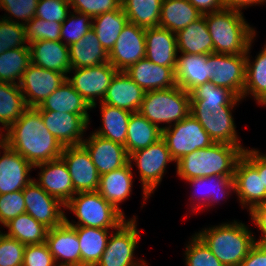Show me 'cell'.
I'll use <instances>...</instances> for the list:
<instances>
[{
    "label": "cell",
    "instance_id": "obj_27",
    "mask_svg": "<svg viewBox=\"0 0 266 266\" xmlns=\"http://www.w3.org/2000/svg\"><path fill=\"white\" fill-rule=\"evenodd\" d=\"M176 85L190 92L195 87L209 82L208 54L181 53L175 68Z\"/></svg>",
    "mask_w": 266,
    "mask_h": 266
},
{
    "label": "cell",
    "instance_id": "obj_13",
    "mask_svg": "<svg viewBox=\"0 0 266 266\" xmlns=\"http://www.w3.org/2000/svg\"><path fill=\"white\" fill-rule=\"evenodd\" d=\"M67 77L60 72L41 68L31 63L19 84L27 107L39 106Z\"/></svg>",
    "mask_w": 266,
    "mask_h": 266
},
{
    "label": "cell",
    "instance_id": "obj_35",
    "mask_svg": "<svg viewBox=\"0 0 266 266\" xmlns=\"http://www.w3.org/2000/svg\"><path fill=\"white\" fill-rule=\"evenodd\" d=\"M201 16L188 0H163L159 26L176 34Z\"/></svg>",
    "mask_w": 266,
    "mask_h": 266
},
{
    "label": "cell",
    "instance_id": "obj_43",
    "mask_svg": "<svg viewBox=\"0 0 266 266\" xmlns=\"http://www.w3.org/2000/svg\"><path fill=\"white\" fill-rule=\"evenodd\" d=\"M185 248L186 266H224L195 233Z\"/></svg>",
    "mask_w": 266,
    "mask_h": 266
},
{
    "label": "cell",
    "instance_id": "obj_36",
    "mask_svg": "<svg viewBox=\"0 0 266 266\" xmlns=\"http://www.w3.org/2000/svg\"><path fill=\"white\" fill-rule=\"evenodd\" d=\"M73 228L76 230L79 240L82 266H96L111 235L109 229L86 226Z\"/></svg>",
    "mask_w": 266,
    "mask_h": 266
},
{
    "label": "cell",
    "instance_id": "obj_24",
    "mask_svg": "<svg viewBox=\"0 0 266 266\" xmlns=\"http://www.w3.org/2000/svg\"><path fill=\"white\" fill-rule=\"evenodd\" d=\"M145 92L175 87V71L171 67L154 64L146 57L124 71Z\"/></svg>",
    "mask_w": 266,
    "mask_h": 266
},
{
    "label": "cell",
    "instance_id": "obj_15",
    "mask_svg": "<svg viewBox=\"0 0 266 266\" xmlns=\"http://www.w3.org/2000/svg\"><path fill=\"white\" fill-rule=\"evenodd\" d=\"M38 111L46 128L63 147L82 145L83 134L90 123L89 114Z\"/></svg>",
    "mask_w": 266,
    "mask_h": 266
},
{
    "label": "cell",
    "instance_id": "obj_6",
    "mask_svg": "<svg viewBox=\"0 0 266 266\" xmlns=\"http://www.w3.org/2000/svg\"><path fill=\"white\" fill-rule=\"evenodd\" d=\"M190 110V94L175 86L147 91L138 112L152 124L164 129L186 118ZM161 123L166 126H160Z\"/></svg>",
    "mask_w": 266,
    "mask_h": 266
},
{
    "label": "cell",
    "instance_id": "obj_32",
    "mask_svg": "<svg viewBox=\"0 0 266 266\" xmlns=\"http://www.w3.org/2000/svg\"><path fill=\"white\" fill-rule=\"evenodd\" d=\"M253 41L254 38L250 41L246 52L243 98L250 94L258 105L263 106L266 103V44L253 61L249 56Z\"/></svg>",
    "mask_w": 266,
    "mask_h": 266
},
{
    "label": "cell",
    "instance_id": "obj_48",
    "mask_svg": "<svg viewBox=\"0 0 266 266\" xmlns=\"http://www.w3.org/2000/svg\"><path fill=\"white\" fill-rule=\"evenodd\" d=\"M25 212L23 190L0 195V224H3V227L13 218Z\"/></svg>",
    "mask_w": 266,
    "mask_h": 266
},
{
    "label": "cell",
    "instance_id": "obj_20",
    "mask_svg": "<svg viewBox=\"0 0 266 266\" xmlns=\"http://www.w3.org/2000/svg\"><path fill=\"white\" fill-rule=\"evenodd\" d=\"M41 171L34 181L48 194L66 204L75 194L72 179L65 162L55 159L34 166Z\"/></svg>",
    "mask_w": 266,
    "mask_h": 266
},
{
    "label": "cell",
    "instance_id": "obj_10",
    "mask_svg": "<svg viewBox=\"0 0 266 266\" xmlns=\"http://www.w3.org/2000/svg\"><path fill=\"white\" fill-rule=\"evenodd\" d=\"M162 138L165 140L174 162L186 154L197 149L207 148L214 143L191 113L174 125L162 129Z\"/></svg>",
    "mask_w": 266,
    "mask_h": 266
},
{
    "label": "cell",
    "instance_id": "obj_57",
    "mask_svg": "<svg viewBox=\"0 0 266 266\" xmlns=\"http://www.w3.org/2000/svg\"><path fill=\"white\" fill-rule=\"evenodd\" d=\"M224 9L236 10L242 12V9H246L249 6L261 5L266 0H222Z\"/></svg>",
    "mask_w": 266,
    "mask_h": 266
},
{
    "label": "cell",
    "instance_id": "obj_5",
    "mask_svg": "<svg viewBox=\"0 0 266 266\" xmlns=\"http://www.w3.org/2000/svg\"><path fill=\"white\" fill-rule=\"evenodd\" d=\"M224 266H240L252 246L255 236L242 223H222L196 233Z\"/></svg>",
    "mask_w": 266,
    "mask_h": 266
},
{
    "label": "cell",
    "instance_id": "obj_50",
    "mask_svg": "<svg viewBox=\"0 0 266 266\" xmlns=\"http://www.w3.org/2000/svg\"><path fill=\"white\" fill-rule=\"evenodd\" d=\"M70 7L69 3L62 0H39L35 17L63 23L71 12Z\"/></svg>",
    "mask_w": 266,
    "mask_h": 266
},
{
    "label": "cell",
    "instance_id": "obj_4",
    "mask_svg": "<svg viewBox=\"0 0 266 266\" xmlns=\"http://www.w3.org/2000/svg\"><path fill=\"white\" fill-rule=\"evenodd\" d=\"M205 20L216 54H245L256 36V30L245 21L240 11L223 9L207 13Z\"/></svg>",
    "mask_w": 266,
    "mask_h": 266
},
{
    "label": "cell",
    "instance_id": "obj_28",
    "mask_svg": "<svg viewBox=\"0 0 266 266\" xmlns=\"http://www.w3.org/2000/svg\"><path fill=\"white\" fill-rule=\"evenodd\" d=\"M132 185V164L128 162L119 169L101 175L97 192L124 215L119 203L130 197Z\"/></svg>",
    "mask_w": 266,
    "mask_h": 266
},
{
    "label": "cell",
    "instance_id": "obj_41",
    "mask_svg": "<svg viewBox=\"0 0 266 266\" xmlns=\"http://www.w3.org/2000/svg\"><path fill=\"white\" fill-rule=\"evenodd\" d=\"M163 0H122L121 7L128 22L146 28L159 26Z\"/></svg>",
    "mask_w": 266,
    "mask_h": 266
},
{
    "label": "cell",
    "instance_id": "obj_39",
    "mask_svg": "<svg viewBox=\"0 0 266 266\" xmlns=\"http://www.w3.org/2000/svg\"><path fill=\"white\" fill-rule=\"evenodd\" d=\"M27 108L20 86L0 81V124L2 129L6 131Z\"/></svg>",
    "mask_w": 266,
    "mask_h": 266
},
{
    "label": "cell",
    "instance_id": "obj_12",
    "mask_svg": "<svg viewBox=\"0 0 266 266\" xmlns=\"http://www.w3.org/2000/svg\"><path fill=\"white\" fill-rule=\"evenodd\" d=\"M67 76V81L93 108L97 105V99L102 102L109 84L118 72L109 62L88 68H73ZM97 97V99H96Z\"/></svg>",
    "mask_w": 266,
    "mask_h": 266
},
{
    "label": "cell",
    "instance_id": "obj_51",
    "mask_svg": "<svg viewBox=\"0 0 266 266\" xmlns=\"http://www.w3.org/2000/svg\"><path fill=\"white\" fill-rule=\"evenodd\" d=\"M122 0H72V11L89 15L91 18L121 8Z\"/></svg>",
    "mask_w": 266,
    "mask_h": 266
},
{
    "label": "cell",
    "instance_id": "obj_45",
    "mask_svg": "<svg viewBox=\"0 0 266 266\" xmlns=\"http://www.w3.org/2000/svg\"><path fill=\"white\" fill-rule=\"evenodd\" d=\"M61 26L62 23L34 17L24 25L26 41L28 44L40 40L61 41Z\"/></svg>",
    "mask_w": 266,
    "mask_h": 266
},
{
    "label": "cell",
    "instance_id": "obj_30",
    "mask_svg": "<svg viewBox=\"0 0 266 266\" xmlns=\"http://www.w3.org/2000/svg\"><path fill=\"white\" fill-rule=\"evenodd\" d=\"M68 47L71 69L88 68L109 62L108 53L102 47L93 29Z\"/></svg>",
    "mask_w": 266,
    "mask_h": 266
},
{
    "label": "cell",
    "instance_id": "obj_7",
    "mask_svg": "<svg viewBox=\"0 0 266 266\" xmlns=\"http://www.w3.org/2000/svg\"><path fill=\"white\" fill-rule=\"evenodd\" d=\"M75 214L78 222H70L65 215V222L72 227H93L117 229L124 221L125 215L107 202L97 191L76 193L66 204Z\"/></svg>",
    "mask_w": 266,
    "mask_h": 266
},
{
    "label": "cell",
    "instance_id": "obj_3",
    "mask_svg": "<svg viewBox=\"0 0 266 266\" xmlns=\"http://www.w3.org/2000/svg\"><path fill=\"white\" fill-rule=\"evenodd\" d=\"M244 149L238 145L213 143L180 158L176 163L177 175L186 180L212 175L234 176Z\"/></svg>",
    "mask_w": 266,
    "mask_h": 266
},
{
    "label": "cell",
    "instance_id": "obj_11",
    "mask_svg": "<svg viewBox=\"0 0 266 266\" xmlns=\"http://www.w3.org/2000/svg\"><path fill=\"white\" fill-rule=\"evenodd\" d=\"M209 82L232 91L243 99L246 73L245 54H208Z\"/></svg>",
    "mask_w": 266,
    "mask_h": 266
},
{
    "label": "cell",
    "instance_id": "obj_14",
    "mask_svg": "<svg viewBox=\"0 0 266 266\" xmlns=\"http://www.w3.org/2000/svg\"><path fill=\"white\" fill-rule=\"evenodd\" d=\"M146 55L145 29L127 22L108 53L109 63L117 71H126Z\"/></svg>",
    "mask_w": 266,
    "mask_h": 266
},
{
    "label": "cell",
    "instance_id": "obj_59",
    "mask_svg": "<svg viewBox=\"0 0 266 266\" xmlns=\"http://www.w3.org/2000/svg\"><path fill=\"white\" fill-rule=\"evenodd\" d=\"M62 1H65V2H67L69 4L72 2V0H62Z\"/></svg>",
    "mask_w": 266,
    "mask_h": 266
},
{
    "label": "cell",
    "instance_id": "obj_26",
    "mask_svg": "<svg viewBox=\"0 0 266 266\" xmlns=\"http://www.w3.org/2000/svg\"><path fill=\"white\" fill-rule=\"evenodd\" d=\"M29 45L31 63L41 68L63 73L66 77L71 70L69 47L61 41L40 40Z\"/></svg>",
    "mask_w": 266,
    "mask_h": 266
},
{
    "label": "cell",
    "instance_id": "obj_29",
    "mask_svg": "<svg viewBox=\"0 0 266 266\" xmlns=\"http://www.w3.org/2000/svg\"><path fill=\"white\" fill-rule=\"evenodd\" d=\"M233 177L234 176L212 175L187 180L192 186H194V188L196 187L195 190H199V192H201L202 188L204 190L203 194L202 192L200 194L202 198L198 196L199 199H197V192L193 195L195 196V199L199 201L196 202L198 204H191L193 207L192 211H198L199 209L201 210L202 208L210 207L214 205V203H219L220 199L223 200L225 196H229L232 191L235 192V182Z\"/></svg>",
    "mask_w": 266,
    "mask_h": 266
},
{
    "label": "cell",
    "instance_id": "obj_40",
    "mask_svg": "<svg viewBox=\"0 0 266 266\" xmlns=\"http://www.w3.org/2000/svg\"><path fill=\"white\" fill-rule=\"evenodd\" d=\"M5 227L8 229L5 233L7 236L15 238L24 245L44 243L49 230L26 212L13 218Z\"/></svg>",
    "mask_w": 266,
    "mask_h": 266
},
{
    "label": "cell",
    "instance_id": "obj_42",
    "mask_svg": "<svg viewBox=\"0 0 266 266\" xmlns=\"http://www.w3.org/2000/svg\"><path fill=\"white\" fill-rule=\"evenodd\" d=\"M31 64L29 48H14L0 54V81L19 85Z\"/></svg>",
    "mask_w": 266,
    "mask_h": 266
},
{
    "label": "cell",
    "instance_id": "obj_34",
    "mask_svg": "<svg viewBox=\"0 0 266 266\" xmlns=\"http://www.w3.org/2000/svg\"><path fill=\"white\" fill-rule=\"evenodd\" d=\"M162 138V129L149 122L139 112L131 113L125 149L128 156L138 150L144 149Z\"/></svg>",
    "mask_w": 266,
    "mask_h": 266
},
{
    "label": "cell",
    "instance_id": "obj_38",
    "mask_svg": "<svg viewBox=\"0 0 266 266\" xmlns=\"http://www.w3.org/2000/svg\"><path fill=\"white\" fill-rule=\"evenodd\" d=\"M92 29L107 53L111 51L121 31L128 22L122 7L92 18Z\"/></svg>",
    "mask_w": 266,
    "mask_h": 266
},
{
    "label": "cell",
    "instance_id": "obj_31",
    "mask_svg": "<svg viewBox=\"0 0 266 266\" xmlns=\"http://www.w3.org/2000/svg\"><path fill=\"white\" fill-rule=\"evenodd\" d=\"M177 50L186 54H212L213 41L208 31L205 15L176 33Z\"/></svg>",
    "mask_w": 266,
    "mask_h": 266
},
{
    "label": "cell",
    "instance_id": "obj_8",
    "mask_svg": "<svg viewBox=\"0 0 266 266\" xmlns=\"http://www.w3.org/2000/svg\"><path fill=\"white\" fill-rule=\"evenodd\" d=\"M139 239L135 215L124 221L115 232L111 231L107 246L96 266H147L146 261H139L134 257Z\"/></svg>",
    "mask_w": 266,
    "mask_h": 266
},
{
    "label": "cell",
    "instance_id": "obj_23",
    "mask_svg": "<svg viewBox=\"0 0 266 266\" xmlns=\"http://www.w3.org/2000/svg\"><path fill=\"white\" fill-rule=\"evenodd\" d=\"M146 55L154 64L176 68L178 50L176 34L160 26L145 29Z\"/></svg>",
    "mask_w": 266,
    "mask_h": 266
},
{
    "label": "cell",
    "instance_id": "obj_52",
    "mask_svg": "<svg viewBox=\"0 0 266 266\" xmlns=\"http://www.w3.org/2000/svg\"><path fill=\"white\" fill-rule=\"evenodd\" d=\"M22 266H57L47 244L26 245Z\"/></svg>",
    "mask_w": 266,
    "mask_h": 266
},
{
    "label": "cell",
    "instance_id": "obj_21",
    "mask_svg": "<svg viewBox=\"0 0 266 266\" xmlns=\"http://www.w3.org/2000/svg\"><path fill=\"white\" fill-rule=\"evenodd\" d=\"M45 243L57 266H82L77 232L65 221L48 230Z\"/></svg>",
    "mask_w": 266,
    "mask_h": 266
},
{
    "label": "cell",
    "instance_id": "obj_54",
    "mask_svg": "<svg viewBox=\"0 0 266 266\" xmlns=\"http://www.w3.org/2000/svg\"><path fill=\"white\" fill-rule=\"evenodd\" d=\"M243 156L258 170L262 175L263 186L266 188V154L259 152L257 149H245Z\"/></svg>",
    "mask_w": 266,
    "mask_h": 266
},
{
    "label": "cell",
    "instance_id": "obj_22",
    "mask_svg": "<svg viewBox=\"0 0 266 266\" xmlns=\"http://www.w3.org/2000/svg\"><path fill=\"white\" fill-rule=\"evenodd\" d=\"M0 155V195L23 190L33 178L30 176L34 168L24 157L6 146Z\"/></svg>",
    "mask_w": 266,
    "mask_h": 266
},
{
    "label": "cell",
    "instance_id": "obj_37",
    "mask_svg": "<svg viewBox=\"0 0 266 266\" xmlns=\"http://www.w3.org/2000/svg\"><path fill=\"white\" fill-rule=\"evenodd\" d=\"M99 103L101 106L102 127L99 128V130H95L93 133L105 139L125 145L131 112L102 102Z\"/></svg>",
    "mask_w": 266,
    "mask_h": 266
},
{
    "label": "cell",
    "instance_id": "obj_16",
    "mask_svg": "<svg viewBox=\"0 0 266 266\" xmlns=\"http://www.w3.org/2000/svg\"><path fill=\"white\" fill-rule=\"evenodd\" d=\"M26 213L48 229L61 225L65 221L62 208L65 205L46 193L34 179L23 189Z\"/></svg>",
    "mask_w": 266,
    "mask_h": 266
},
{
    "label": "cell",
    "instance_id": "obj_49",
    "mask_svg": "<svg viewBox=\"0 0 266 266\" xmlns=\"http://www.w3.org/2000/svg\"><path fill=\"white\" fill-rule=\"evenodd\" d=\"M25 247L0 231V266H22Z\"/></svg>",
    "mask_w": 266,
    "mask_h": 266
},
{
    "label": "cell",
    "instance_id": "obj_55",
    "mask_svg": "<svg viewBox=\"0 0 266 266\" xmlns=\"http://www.w3.org/2000/svg\"><path fill=\"white\" fill-rule=\"evenodd\" d=\"M240 266H266V246L255 243Z\"/></svg>",
    "mask_w": 266,
    "mask_h": 266
},
{
    "label": "cell",
    "instance_id": "obj_1",
    "mask_svg": "<svg viewBox=\"0 0 266 266\" xmlns=\"http://www.w3.org/2000/svg\"><path fill=\"white\" fill-rule=\"evenodd\" d=\"M191 114L197 119L214 143L241 145L232 110L242 98L214 83L201 84L190 92Z\"/></svg>",
    "mask_w": 266,
    "mask_h": 266
},
{
    "label": "cell",
    "instance_id": "obj_58",
    "mask_svg": "<svg viewBox=\"0 0 266 266\" xmlns=\"http://www.w3.org/2000/svg\"><path fill=\"white\" fill-rule=\"evenodd\" d=\"M6 146H7V133L4 132V134H2V129L0 126V148L1 150H3ZM1 150H0V154H1Z\"/></svg>",
    "mask_w": 266,
    "mask_h": 266
},
{
    "label": "cell",
    "instance_id": "obj_17",
    "mask_svg": "<svg viewBox=\"0 0 266 266\" xmlns=\"http://www.w3.org/2000/svg\"><path fill=\"white\" fill-rule=\"evenodd\" d=\"M60 158L67 166L76 193L98 190L100 176L83 145L64 147Z\"/></svg>",
    "mask_w": 266,
    "mask_h": 266
},
{
    "label": "cell",
    "instance_id": "obj_25",
    "mask_svg": "<svg viewBox=\"0 0 266 266\" xmlns=\"http://www.w3.org/2000/svg\"><path fill=\"white\" fill-rule=\"evenodd\" d=\"M145 93L124 71H118L109 84L102 103L134 113L139 111Z\"/></svg>",
    "mask_w": 266,
    "mask_h": 266
},
{
    "label": "cell",
    "instance_id": "obj_46",
    "mask_svg": "<svg viewBox=\"0 0 266 266\" xmlns=\"http://www.w3.org/2000/svg\"><path fill=\"white\" fill-rule=\"evenodd\" d=\"M26 42L23 24L0 19V54L14 48H29Z\"/></svg>",
    "mask_w": 266,
    "mask_h": 266
},
{
    "label": "cell",
    "instance_id": "obj_2",
    "mask_svg": "<svg viewBox=\"0 0 266 266\" xmlns=\"http://www.w3.org/2000/svg\"><path fill=\"white\" fill-rule=\"evenodd\" d=\"M6 133L7 146L33 166L61 157L64 147L46 128L35 107H28Z\"/></svg>",
    "mask_w": 266,
    "mask_h": 266
},
{
    "label": "cell",
    "instance_id": "obj_47",
    "mask_svg": "<svg viewBox=\"0 0 266 266\" xmlns=\"http://www.w3.org/2000/svg\"><path fill=\"white\" fill-rule=\"evenodd\" d=\"M38 1L39 0H0V8L6 10L8 13L6 14L7 16H2V19L25 25L35 17ZM13 16L16 18L15 20H18L15 21L12 19L14 18ZM19 19L24 22H20Z\"/></svg>",
    "mask_w": 266,
    "mask_h": 266
},
{
    "label": "cell",
    "instance_id": "obj_19",
    "mask_svg": "<svg viewBox=\"0 0 266 266\" xmlns=\"http://www.w3.org/2000/svg\"><path fill=\"white\" fill-rule=\"evenodd\" d=\"M82 145L89 152L99 176L119 169L129 162L124 145L105 139L93 132L88 139H84Z\"/></svg>",
    "mask_w": 266,
    "mask_h": 266
},
{
    "label": "cell",
    "instance_id": "obj_18",
    "mask_svg": "<svg viewBox=\"0 0 266 266\" xmlns=\"http://www.w3.org/2000/svg\"><path fill=\"white\" fill-rule=\"evenodd\" d=\"M235 192L239 202L250 211L253 207L266 203V188L263 186L262 175L242 156L234 172ZM249 206V207H248Z\"/></svg>",
    "mask_w": 266,
    "mask_h": 266
},
{
    "label": "cell",
    "instance_id": "obj_44",
    "mask_svg": "<svg viewBox=\"0 0 266 266\" xmlns=\"http://www.w3.org/2000/svg\"><path fill=\"white\" fill-rule=\"evenodd\" d=\"M92 29V18L89 15L70 12L61 26V42L66 46L78 42Z\"/></svg>",
    "mask_w": 266,
    "mask_h": 266
},
{
    "label": "cell",
    "instance_id": "obj_56",
    "mask_svg": "<svg viewBox=\"0 0 266 266\" xmlns=\"http://www.w3.org/2000/svg\"><path fill=\"white\" fill-rule=\"evenodd\" d=\"M200 13L205 15L216 11L223 10L222 0H188Z\"/></svg>",
    "mask_w": 266,
    "mask_h": 266
},
{
    "label": "cell",
    "instance_id": "obj_33",
    "mask_svg": "<svg viewBox=\"0 0 266 266\" xmlns=\"http://www.w3.org/2000/svg\"><path fill=\"white\" fill-rule=\"evenodd\" d=\"M35 108L73 114H88V110H92L88 102L67 80Z\"/></svg>",
    "mask_w": 266,
    "mask_h": 266
},
{
    "label": "cell",
    "instance_id": "obj_53",
    "mask_svg": "<svg viewBox=\"0 0 266 266\" xmlns=\"http://www.w3.org/2000/svg\"><path fill=\"white\" fill-rule=\"evenodd\" d=\"M249 214L254 225L258 227V230L262 232L258 241L255 239V243L266 246V203L253 207Z\"/></svg>",
    "mask_w": 266,
    "mask_h": 266
},
{
    "label": "cell",
    "instance_id": "obj_9",
    "mask_svg": "<svg viewBox=\"0 0 266 266\" xmlns=\"http://www.w3.org/2000/svg\"><path fill=\"white\" fill-rule=\"evenodd\" d=\"M172 161L174 162L163 138L129 155V163L133 165L132 162H135L139 169V180L142 184L144 204L150 198L151 193L158 187L159 183H161L168 162Z\"/></svg>",
    "mask_w": 266,
    "mask_h": 266
}]
</instances>
